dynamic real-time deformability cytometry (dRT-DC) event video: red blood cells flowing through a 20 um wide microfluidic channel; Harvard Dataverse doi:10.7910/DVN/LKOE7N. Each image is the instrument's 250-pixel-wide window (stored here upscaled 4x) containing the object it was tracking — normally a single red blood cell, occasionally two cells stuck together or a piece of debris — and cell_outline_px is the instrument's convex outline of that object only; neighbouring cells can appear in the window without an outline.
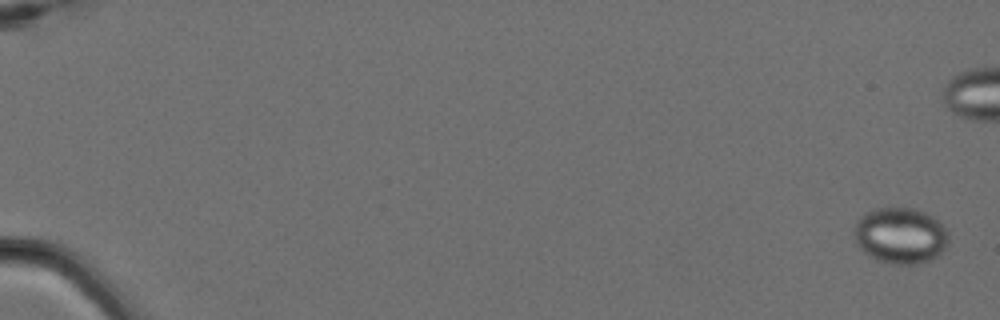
{"species": "Egyptian fruit bat (a non-hibernating species)", "species_latin": "Rousettus aegyptiacus", "temperature_condition": "cold", "stored_images_in_passage": 7, "camera_frame_rate_fps": 3000, "um_per_image_px": 0.085, "animal": {"sex": "female"}, "frame": {"image": 1, "passage_image": 1, "time_ms": 0.0, "image_size_px": [1000, 320], "cell_outline_px": [[948, 244], [940, 256], [932, 260], [916, 264], [896, 264], [876, 260], [864, 252], [856, 244], [856, 224], [860, 216], [864, 212], [872, 208], [916, 208], [940, 220], [948, 232]], "centroid_in_image_um": [76.58, 20.02], "position_along_channel_um": 8.4, "area_um2": 31.21}}